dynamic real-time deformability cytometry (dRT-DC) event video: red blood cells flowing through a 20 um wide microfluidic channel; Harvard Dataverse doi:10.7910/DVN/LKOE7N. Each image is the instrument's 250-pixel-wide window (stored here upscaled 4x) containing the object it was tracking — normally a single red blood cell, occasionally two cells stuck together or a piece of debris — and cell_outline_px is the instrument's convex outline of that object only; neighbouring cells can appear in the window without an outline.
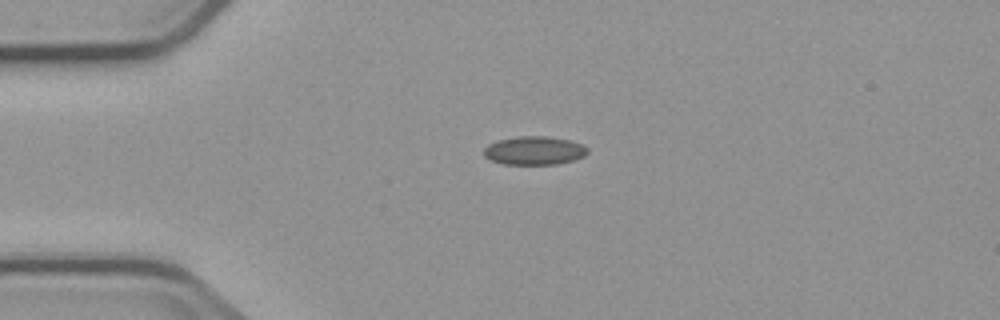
{"species": "common noctule bat (a hibernating species)", "species_latin": "Nyctalus noctula", "temperature_condition": "cold", "stored_images_in_passage": 4, "camera_frame_rate_fps": 3000, "um_per_image_px": 0.085, "animal": {"sex": "male", "body_mass_g": 23.1, "forearm_length_mm": 52.7}, "frame": {"image": 1, "passage_image": 2, "time_ms": 1.0, "image_size_px": [1000, 320], "cell_outline_px": [[588, 152], [584, 156], [572, 160], [556, 164], [504, 164], [492, 160], [484, 156], [484, 148], [488, 144], [500, 140], [520, 136], [544, 136], [572, 140], [584, 144], [588, 148]], "centroid_in_image_um": [45.45, 12.79], "position_along_channel_um": 39.6, "area_um2": 17.17}}
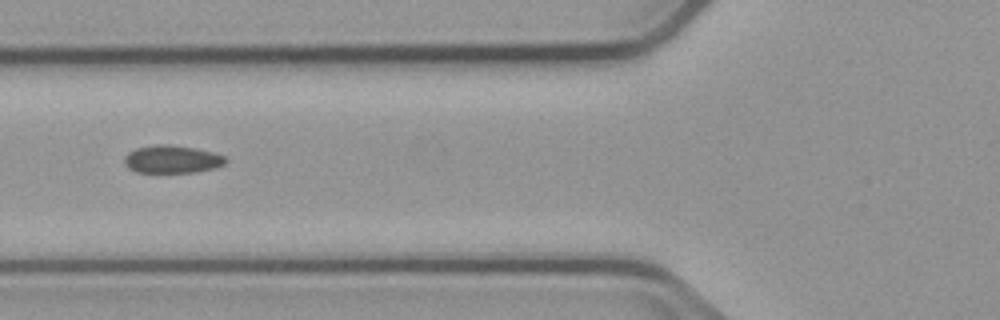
{"frame": {"image": 2, "passage_image": 4, "time_ms": 3.667, "image_size_px": [1000, 320], "cell_outline_px": [[228, 160], [224, 164], [216, 168], [196, 172], [136, 172], [128, 168], [124, 164], [124, 156], [128, 152], [136, 148], [156, 144], [168, 144], [196, 148], [212, 152], [224, 156]], "centroid_in_image_um": [14.61, 13.53], "position_along_channel_um": 111.2, "area_um2": 16.53}}